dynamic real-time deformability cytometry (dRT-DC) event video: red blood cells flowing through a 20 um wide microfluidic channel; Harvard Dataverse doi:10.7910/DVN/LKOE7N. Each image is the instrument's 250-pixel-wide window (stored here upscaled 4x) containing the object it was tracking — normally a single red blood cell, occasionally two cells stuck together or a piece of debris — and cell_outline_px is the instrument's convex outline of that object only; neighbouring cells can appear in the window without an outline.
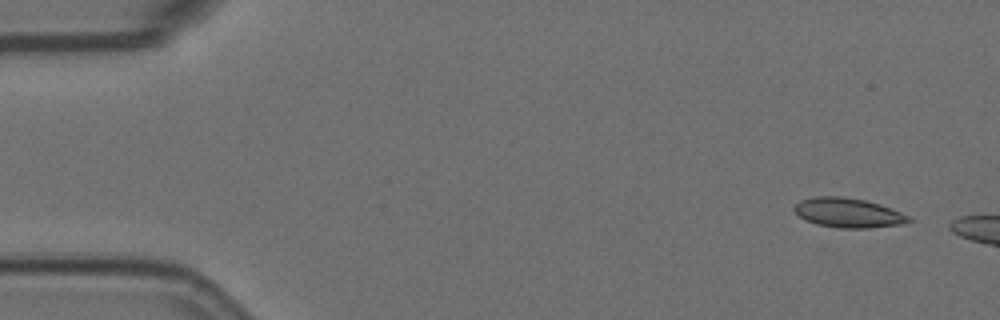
{"species": "Egyptian fruit bat (a non-hibernating species)", "species_latin": "Rousettus aegyptiacus", "temperature_condition": "room temperature", "stored_images_in_passage": 4, "camera_frame_rate_fps": 3000, "um_per_image_px": 0.085, "animal": {"sex": "female"}, "frame": {"image": 1, "passage_image": 1, "time_ms": 0.0, "image_size_px": [1000, 320], "cell_outline_px": [[912, 220], [904, 224], [868, 228], [840, 228], [816, 224], [800, 216], [792, 208], [800, 200], [816, 196], [844, 196], [864, 200], [880, 204], [892, 208], [908, 216]], "centroid_in_image_um": [72.11, 18.08], "position_along_channel_um": 12.9, "area_um2": 19.65}}